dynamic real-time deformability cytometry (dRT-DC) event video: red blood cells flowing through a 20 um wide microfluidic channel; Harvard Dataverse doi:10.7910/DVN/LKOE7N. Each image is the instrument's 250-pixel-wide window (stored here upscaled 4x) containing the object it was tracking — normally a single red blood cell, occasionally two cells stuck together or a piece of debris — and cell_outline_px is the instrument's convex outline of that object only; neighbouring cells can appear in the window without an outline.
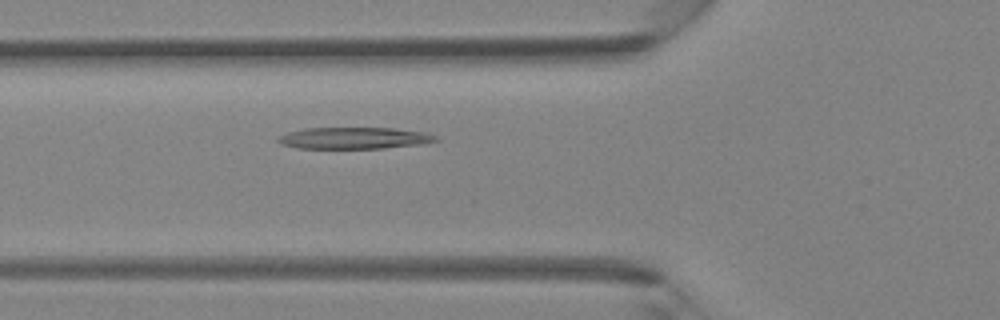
{"species": "Egyptian fruit bat (a non-hibernating species)", "species_latin": "Rousettus aegyptiacus", "temperature_condition": "room temperature", "stored_images_in_passage": 30, "camera_frame_rate_fps": 3000, "um_per_image_px": 0.085, "animal": {"sex": "female"}, "frame": {"image": 1, "passage_image": 3, "time_ms": 0.667, "image_size_px": [1000, 320], "cell_outline_px": [[440, 140], [428, 144], [384, 148], [296, 148], [280, 144], [276, 140], [280, 136], [288, 132], [308, 128], [392, 128], [428, 132], [436, 136]], "centroid_in_image_um": [30.19, 11.74], "position_along_channel_um": 95.6, "area_um2": 20.06}}
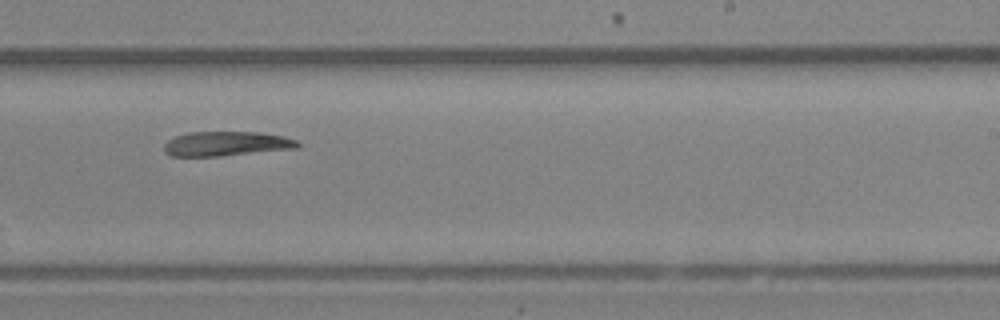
{"frame": {"image": 2, "passage_image": 14, "time_ms": 4.333, "image_size_px": [1000, 320], "cell_outline_px": [[300, 144], [296, 148], [220, 156], [172, 156], [164, 152], [164, 144], [168, 140], [176, 136], [188, 132], [260, 132], [284, 136], [296, 140]], "centroid_in_image_um": [19.22, 12.21], "position_along_channel_um": 269.8, "area_um2": 19.02}}
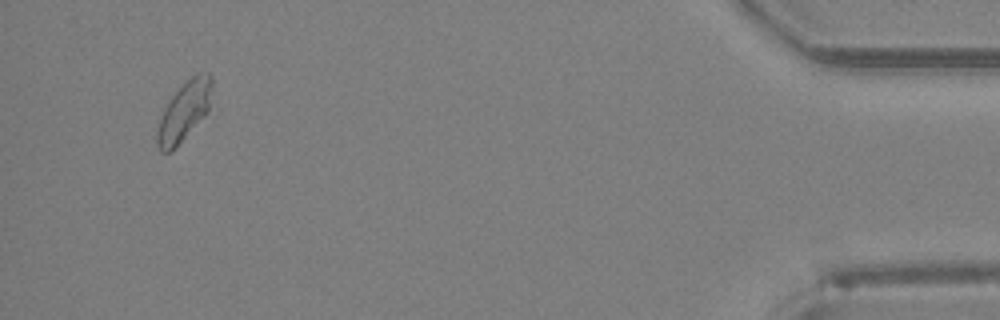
{"frame": {"image": 3, "passage_image": 28, "time_ms": 9.0, "image_size_px": [1000, 320], "cell_outline_px": [[212, 88], [208, 112], [172, 152], [160, 152], [156, 144], [156, 132], [164, 108], [172, 96], [192, 76], [200, 72], [208, 72], [212, 76]], "centroid_in_image_um": [15.65, 9.49], "position_along_channel_um": 419.5, "area_um2": 18.84}}